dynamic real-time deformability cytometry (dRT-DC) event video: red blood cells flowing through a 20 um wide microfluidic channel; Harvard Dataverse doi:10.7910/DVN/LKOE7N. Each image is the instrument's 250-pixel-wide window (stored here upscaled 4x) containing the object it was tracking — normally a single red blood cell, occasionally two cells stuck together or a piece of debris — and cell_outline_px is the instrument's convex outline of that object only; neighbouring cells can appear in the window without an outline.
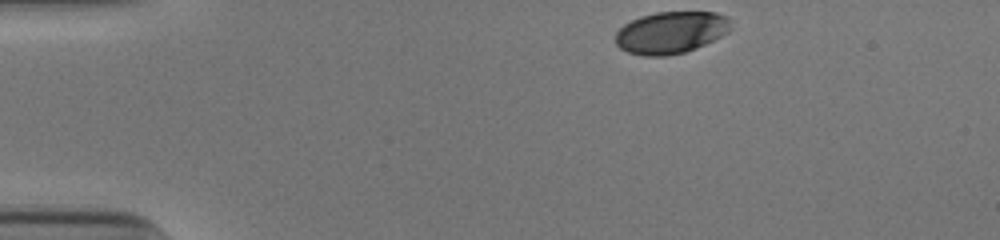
{"species": "human", "species_latin": "Homo sapiens", "temperature_condition": "cold", "stored_images_in_passage": 35, "camera_frame_rate_fps": 3000, "um_per_image_px": 0.085, "donor": {"sex": "male"}, "frame": {"image": 1, "passage_image": 1, "time_ms": 0.0, "image_size_px": [1000, 240], "cell_outline_px": [[732, 28], [728, 32], [696, 48], [684, 52], [664, 56], [644, 56], [628, 52], [620, 48], [616, 44], [616, 32], [624, 24], [640, 16], [656, 12], [716, 12], [728, 16]], "centroid_in_image_um": [57.03, 2.75], "position_along_channel_um": 28.0, "area_um2": 28.21}}
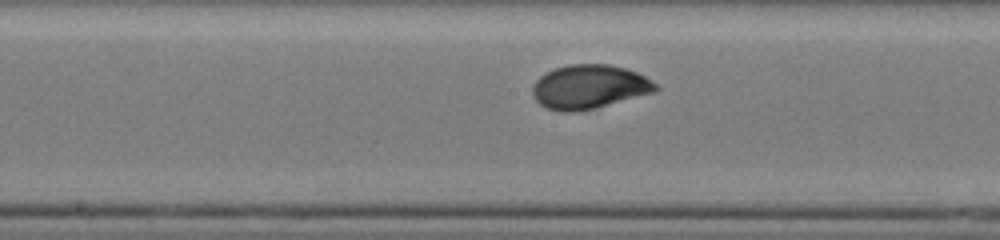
{"frame": {"image": 2, "passage_image": 20, "time_ms": 6.333, "image_size_px": [1000, 240], "cell_outline_px": [[660, 88], [656, 92], [592, 108], [572, 112], [560, 112], [548, 108], [540, 104], [532, 96], [532, 84], [540, 76], [556, 68], [568, 64], [608, 64], [624, 68], [636, 72], [644, 76], [656, 84]], "centroid_in_image_um": [50.06, 7.37], "position_along_channel_um": 198.1, "area_um2": 31.33}}
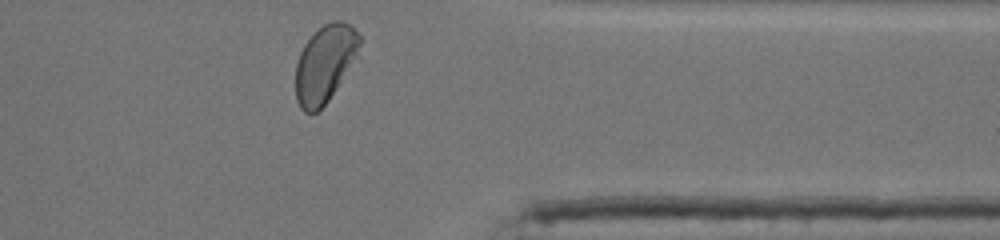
{"frame": {"image": 3, "passage_image": 35, "time_ms": 11.333, "image_size_px": [1000, 240], "cell_outline_px": [[364, 40], [360, 60], [328, 100], [316, 112], [304, 112], [300, 108], [296, 100], [296, 64], [300, 52], [304, 44], [324, 24], [332, 20], [340, 20], [348, 24]], "centroid_in_image_um": [27.71, 5.41], "position_along_channel_um": 383.7, "area_um2": 29.65}, "authors_computed_cell_mechanics": {"area_um2": 30.2872, "velocity_mm_per_s": 3.8781, "shape_relaxation_time_tau1_ms": 2.8819, "shape_relaxation_time_tau2_ms": null, "deformation_change_tau1": 0.1313, "deformation_change_tau2": null}}